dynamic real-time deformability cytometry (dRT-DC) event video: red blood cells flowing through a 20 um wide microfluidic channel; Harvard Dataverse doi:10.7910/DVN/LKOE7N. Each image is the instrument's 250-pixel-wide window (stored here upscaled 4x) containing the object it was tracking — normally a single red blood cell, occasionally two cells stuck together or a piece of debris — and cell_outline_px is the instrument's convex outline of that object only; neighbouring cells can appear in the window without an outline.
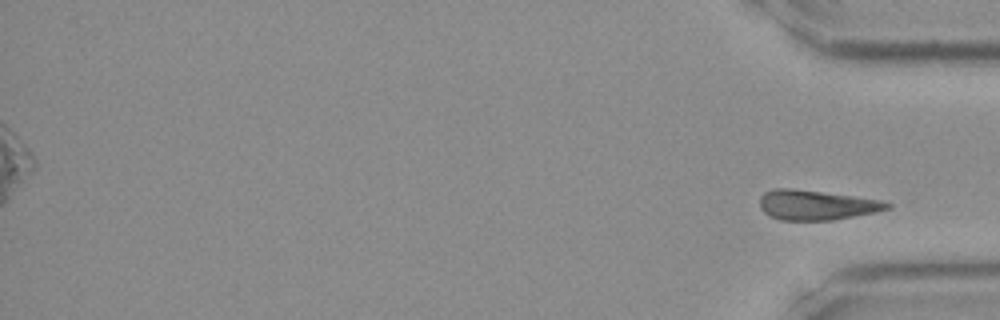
{"species": "Egyptian fruit bat (a non-hibernating species)", "species_latin": "Rousettus aegyptiacus", "temperature_condition": "room temperature", "stored_images_in_passage": 41, "segment_of_instrument_passage": [2, 2], "camera_frame_rate_fps": 3000, "um_per_image_px": 0.085, "frame": {"image": 1, "passage_image": 41, "time_ms": 13.333, "image_size_px": [1000, 320], "cell_outline_px": [[892, 208], [876, 212], [832, 220], [780, 220], [768, 216], [760, 208], [760, 196], [764, 192], [772, 188], [788, 188], [852, 196], [880, 200], [892, 204]], "centroid_in_image_um": [69.36, 17.43], "position_along_channel_um": 365.8, "area_um2": 22.08}}